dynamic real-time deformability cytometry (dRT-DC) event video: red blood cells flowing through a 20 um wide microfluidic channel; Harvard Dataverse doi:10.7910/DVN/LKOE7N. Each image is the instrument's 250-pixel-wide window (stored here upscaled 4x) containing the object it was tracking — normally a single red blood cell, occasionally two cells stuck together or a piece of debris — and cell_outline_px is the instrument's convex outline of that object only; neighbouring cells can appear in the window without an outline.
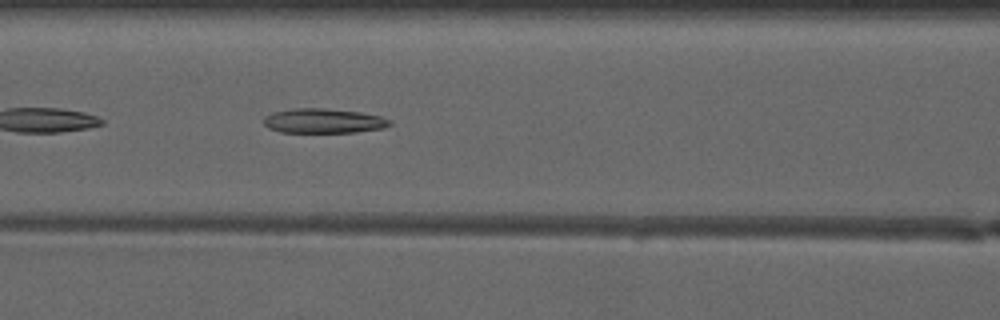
{"species": "common noctule bat (a hibernating species)", "species_latin": "Nyctalus noctula", "temperature_condition": "warm", "stored_images_in_passage": 46, "camera_frame_rate_fps": 3000, "um_per_image_px": 0.085, "animal": {"sex": "male", "forearm_length_mm": 52.5}, "frame": {"image": 1, "passage_image": 22, "time_ms": 7.0, "image_size_px": [1000, 320], "cell_outline_px": [[392, 124], [384, 128], [356, 132], [280, 132], [268, 128], [264, 124], [264, 116], [272, 112], [292, 108], [324, 108], [360, 112], [380, 116], [392, 120]], "centroid_in_image_um": [27.49, 10.27], "position_along_channel_um": 139.1, "area_um2": 18.21}}
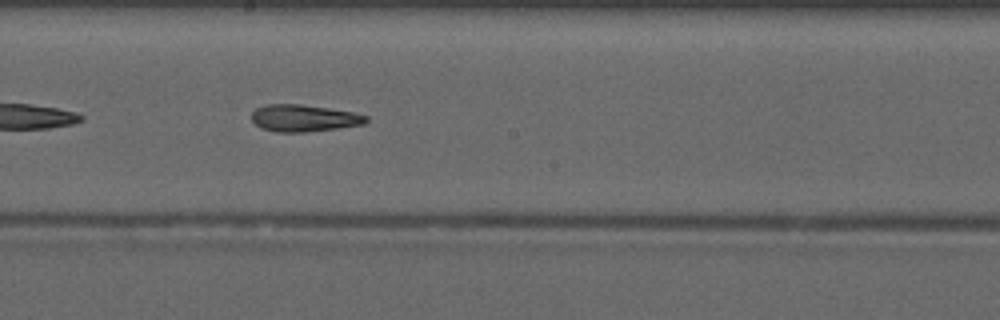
{"frame": {"image": 2, "passage_image": 28, "time_ms": 9.0, "image_size_px": [1000, 320], "cell_outline_px": [[368, 120], [364, 124], [336, 128], [304, 132], [276, 132], [260, 128], [252, 120], [252, 112], [256, 108], [264, 104], [300, 104], [328, 108], [352, 112], [368, 116]], "centroid_in_image_um": [25.8, 10.04], "position_along_channel_um": 222.4, "area_um2": 17.92}}
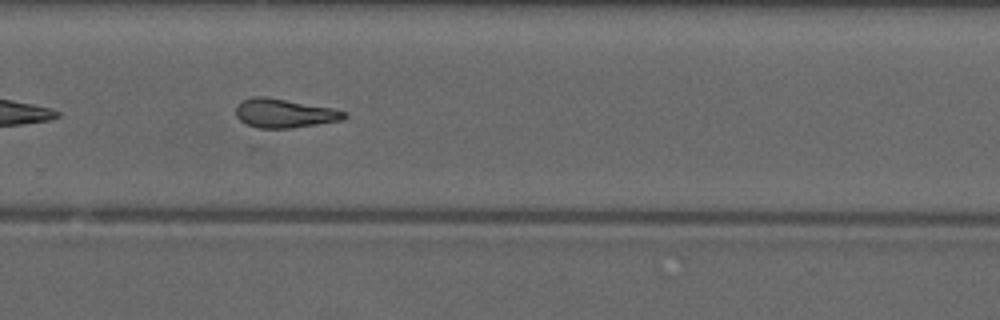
{"frame": {"image": 3, "passage_image": 34, "time_ms": 11.0, "image_size_px": [1000, 320], "cell_outline_px": [[348, 116], [344, 120], [288, 128], [256, 128], [240, 120], [236, 116], [236, 104], [252, 96], [264, 96], [332, 108], [348, 112]], "centroid_in_image_um": [24.17, 9.62], "position_along_channel_um": 305.6, "area_um2": 18.21}, "authors_computed_cell_mechanics": {"area_um2": 18.4382, "velocity_mm_per_s": 4.1798, "shape_relaxation_time_tau1_ms": null, "shape_relaxation_time_tau2_ms": 4.5544, "deformation_change_tau1": null, "deformation_change_tau2": 0.1513}}